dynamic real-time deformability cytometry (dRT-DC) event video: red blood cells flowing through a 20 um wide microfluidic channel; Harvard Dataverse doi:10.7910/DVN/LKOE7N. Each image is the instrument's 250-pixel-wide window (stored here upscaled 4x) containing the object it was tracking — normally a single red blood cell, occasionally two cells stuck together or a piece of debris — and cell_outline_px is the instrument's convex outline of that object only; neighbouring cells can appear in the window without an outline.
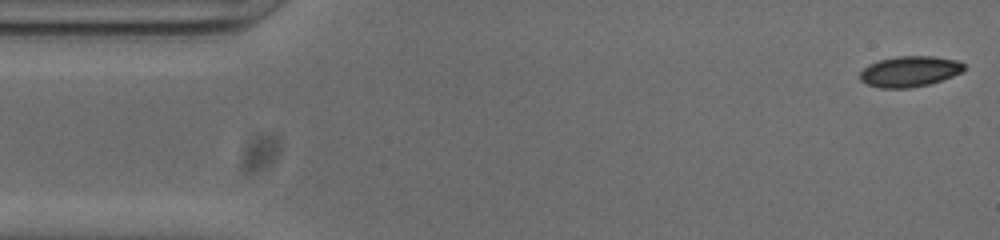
{"species": "common noctule bat (a hibernating species)", "species_latin": "Nyctalus noctula", "temperature_condition": "cold", "stored_images_in_passage": 9, "camera_frame_rate_fps": 3000, "um_per_image_px": 0.085, "animal": {"sex": "male", "body_mass_g": 20.0, "forearm_length_mm": 53.3}, "frame": {"image": 1, "passage_image": 1, "time_ms": 0.0, "image_size_px": [1000, 240], "cell_outline_px": [[964, 68], [960, 72], [952, 76], [928, 84], [908, 88], [880, 88], [868, 84], [860, 80], [860, 72], [868, 64], [880, 60], [896, 56], [936, 56], [960, 60], [964, 64]], "centroid_in_image_um": [77.31, 6.06], "position_along_channel_um": 7.7, "area_um2": 18.55}}